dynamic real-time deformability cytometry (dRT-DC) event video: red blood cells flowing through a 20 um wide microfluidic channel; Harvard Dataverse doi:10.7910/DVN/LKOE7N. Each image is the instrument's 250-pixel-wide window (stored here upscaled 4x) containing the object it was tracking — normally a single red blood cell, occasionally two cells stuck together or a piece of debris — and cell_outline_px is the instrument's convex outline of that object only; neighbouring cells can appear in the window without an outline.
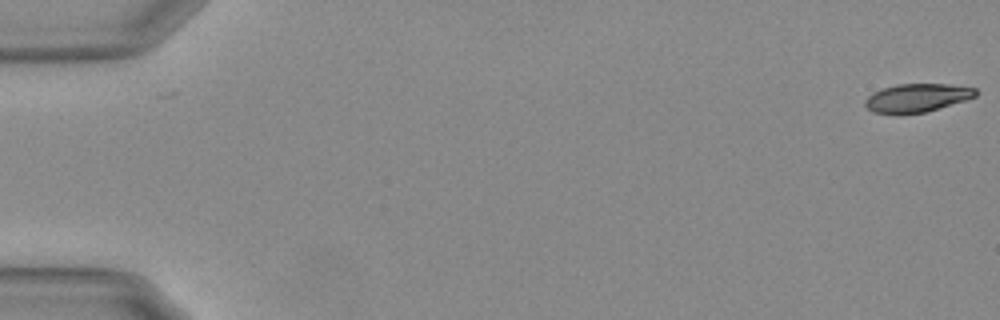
{"species": "Egyptian fruit bat (a non-hibernating species)", "species_latin": "Rousettus aegyptiacus", "temperature_condition": "warm", "stored_images_in_passage": 9, "camera_frame_rate_fps": 3000, "um_per_image_px": 0.085, "animal": {"sex": "female"}, "frame": {"image": 1, "passage_image": 1, "time_ms": 0.0, "image_size_px": [1000, 320], "cell_outline_px": [[976, 96], [964, 100], [924, 112], [896, 116], [872, 112], [864, 104], [864, 100], [872, 92], [896, 84], [948, 84], [976, 88]], "centroid_in_image_um": [77.86, 8.34], "position_along_channel_um": 7.1, "area_um2": 18.44}}